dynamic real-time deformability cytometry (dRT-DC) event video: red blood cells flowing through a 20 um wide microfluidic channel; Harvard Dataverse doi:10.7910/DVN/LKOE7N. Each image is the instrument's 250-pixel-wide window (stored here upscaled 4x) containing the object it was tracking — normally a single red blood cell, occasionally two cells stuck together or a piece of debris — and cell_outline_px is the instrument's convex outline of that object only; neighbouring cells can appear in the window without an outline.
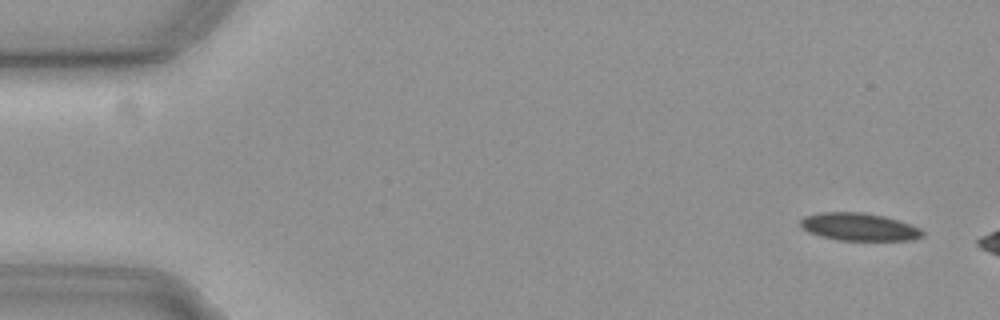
{"species": "common noctule bat (a hibernating species)", "species_latin": "Nyctalus noctula", "temperature_condition": "cold", "stored_images_in_passage": 8, "camera_frame_rate_fps": 3000, "um_per_image_px": 0.085, "animal": {"sex": "female", "body_mass_g": 19.3, "forearm_length_mm": 54.1}, "frame": {"image": 1, "passage_image": 3, "time_ms": 0.667, "image_size_px": [1000, 320], "cell_outline_px": [[924, 236], [912, 240], [836, 240], [820, 236], [808, 232], [800, 224], [800, 220], [804, 216], [820, 212], [860, 212], [884, 216], [908, 224], [924, 232]], "centroid_in_image_um": [72.97, 19.29], "position_along_channel_um": 12.0, "area_um2": 19.48}}